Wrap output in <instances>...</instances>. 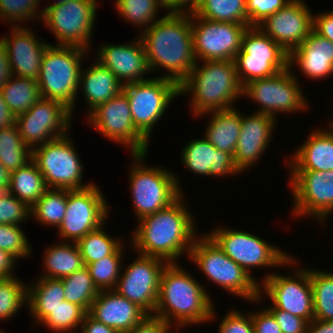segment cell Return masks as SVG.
Here are the masks:
<instances>
[{
    "label": "cell",
    "mask_w": 333,
    "mask_h": 333,
    "mask_svg": "<svg viewBox=\"0 0 333 333\" xmlns=\"http://www.w3.org/2000/svg\"><path fill=\"white\" fill-rule=\"evenodd\" d=\"M183 195L167 208L137 221L138 227L129 240L135 253L158 257L168 263H178L181 256L189 257L197 238V226Z\"/></svg>",
    "instance_id": "cell-1"
},
{
    "label": "cell",
    "mask_w": 333,
    "mask_h": 333,
    "mask_svg": "<svg viewBox=\"0 0 333 333\" xmlns=\"http://www.w3.org/2000/svg\"><path fill=\"white\" fill-rule=\"evenodd\" d=\"M139 35L150 73L162 67L167 72L157 77L180 85L196 63L191 14L166 13Z\"/></svg>",
    "instance_id": "cell-2"
},
{
    "label": "cell",
    "mask_w": 333,
    "mask_h": 333,
    "mask_svg": "<svg viewBox=\"0 0 333 333\" xmlns=\"http://www.w3.org/2000/svg\"><path fill=\"white\" fill-rule=\"evenodd\" d=\"M182 267L179 262L168 263L163 269L153 314L176 329L208 323L217 316L208 291Z\"/></svg>",
    "instance_id": "cell-3"
},
{
    "label": "cell",
    "mask_w": 333,
    "mask_h": 333,
    "mask_svg": "<svg viewBox=\"0 0 333 333\" xmlns=\"http://www.w3.org/2000/svg\"><path fill=\"white\" fill-rule=\"evenodd\" d=\"M196 61L189 76L179 85V94L190 96L192 115L234 108L242 97L234 60ZM201 66H200V65ZM191 94V95H190Z\"/></svg>",
    "instance_id": "cell-4"
},
{
    "label": "cell",
    "mask_w": 333,
    "mask_h": 333,
    "mask_svg": "<svg viewBox=\"0 0 333 333\" xmlns=\"http://www.w3.org/2000/svg\"><path fill=\"white\" fill-rule=\"evenodd\" d=\"M89 52L78 46L50 44L42 59L37 79L41 98L62 102L70 109L72 117L79 93L81 66Z\"/></svg>",
    "instance_id": "cell-5"
},
{
    "label": "cell",
    "mask_w": 333,
    "mask_h": 333,
    "mask_svg": "<svg viewBox=\"0 0 333 333\" xmlns=\"http://www.w3.org/2000/svg\"><path fill=\"white\" fill-rule=\"evenodd\" d=\"M130 191L137 221L167 208L182 194L178 176L169 169L146 165L148 154H131ZM145 163V164H144ZM170 171V172H169ZM182 190V191H181Z\"/></svg>",
    "instance_id": "cell-6"
},
{
    "label": "cell",
    "mask_w": 333,
    "mask_h": 333,
    "mask_svg": "<svg viewBox=\"0 0 333 333\" xmlns=\"http://www.w3.org/2000/svg\"><path fill=\"white\" fill-rule=\"evenodd\" d=\"M189 259L214 285L249 302L255 303L258 299L259 284L230 259L208 233L198 234Z\"/></svg>",
    "instance_id": "cell-7"
},
{
    "label": "cell",
    "mask_w": 333,
    "mask_h": 333,
    "mask_svg": "<svg viewBox=\"0 0 333 333\" xmlns=\"http://www.w3.org/2000/svg\"><path fill=\"white\" fill-rule=\"evenodd\" d=\"M208 235L223 250V252L258 284L260 281L252 275L254 268H275L289 265L296 266V258L265 241L253 233L242 230L229 229L228 227H216L208 231Z\"/></svg>",
    "instance_id": "cell-8"
},
{
    "label": "cell",
    "mask_w": 333,
    "mask_h": 333,
    "mask_svg": "<svg viewBox=\"0 0 333 333\" xmlns=\"http://www.w3.org/2000/svg\"><path fill=\"white\" fill-rule=\"evenodd\" d=\"M289 53L267 36L259 27L245 31L241 49L234 59L238 80L244 85L267 78L289 68Z\"/></svg>",
    "instance_id": "cell-9"
},
{
    "label": "cell",
    "mask_w": 333,
    "mask_h": 333,
    "mask_svg": "<svg viewBox=\"0 0 333 333\" xmlns=\"http://www.w3.org/2000/svg\"><path fill=\"white\" fill-rule=\"evenodd\" d=\"M122 91L129 100L135 128L148 141L154 126L159 123L171 102L180 97L179 85L162 77L125 84Z\"/></svg>",
    "instance_id": "cell-10"
},
{
    "label": "cell",
    "mask_w": 333,
    "mask_h": 333,
    "mask_svg": "<svg viewBox=\"0 0 333 333\" xmlns=\"http://www.w3.org/2000/svg\"><path fill=\"white\" fill-rule=\"evenodd\" d=\"M69 133L32 149V160L44 176L46 186L75 190L90 186L83 183V168L78 151Z\"/></svg>",
    "instance_id": "cell-11"
},
{
    "label": "cell",
    "mask_w": 333,
    "mask_h": 333,
    "mask_svg": "<svg viewBox=\"0 0 333 333\" xmlns=\"http://www.w3.org/2000/svg\"><path fill=\"white\" fill-rule=\"evenodd\" d=\"M97 0H70L41 10L45 28H49L56 45L78 46L91 51Z\"/></svg>",
    "instance_id": "cell-12"
},
{
    "label": "cell",
    "mask_w": 333,
    "mask_h": 333,
    "mask_svg": "<svg viewBox=\"0 0 333 333\" xmlns=\"http://www.w3.org/2000/svg\"><path fill=\"white\" fill-rule=\"evenodd\" d=\"M290 68L277 74L254 80L242 88V96L261 106L256 113L278 117L277 113H297L310 106L300 82Z\"/></svg>",
    "instance_id": "cell-13"
},
{
    "label": "cell",
    "mask_w": 333,
    "mask_h": 333,
    "mask_svg": "<svg viewBox=\"0 0 333 333\" xmlns=\"http://www.w3.org/2000/svg\"><path fill=\"white\" fill-rule=\"evenodd\" d=\"M296 267H293V274L287 276H282L281 273L276 274V272L264 275L259 284V296L256 303L261 302L265 294L273 303L266 308L290 312L310 323L314 319L310 268L302 266L298 268V265Z\"/></svg>",
    "instance_id": "cell-14"
},
{
    "label": "cell",
    "mask_w": 333,
    "mask_h": 333,
    "mask_svg": "<svg viewBox=\"0 0 333 333\" xmlns=\"http://www.w3.org/2000/svg\"><path fill=\"white\" fill-rule=\"evenodd\" d=\"M107 203L95 183L86 188L67 190L66 213L57 229L59 237L63 242L76 243L87 233L104 225L111 207Z\"/></svg>",
    "instance_id": "cell-15"
},
{
    "label": "cell",
    "mask_w": 333,
    "mask_h": 333,
    "mask_svg": "<svg viewBox=\"0 0 333 333\" xmlns=\"http://www.w3.org/2000/svg\"><path fill=\"white\" fill-rule=\"evenodd\" d=\"M87 122L103 137L131 150V154L148 153L149 142L134 126L126 94L98 105L86 117Z\"/></svg>",
    "instance_id": "cell-16"
},
{
    "label": "cell",
    "mask_w": 333,
    "mask_h": 333,
    "mask_svg": "<svg viewBox=\"0 0 333 333\" xmlns=\"http://www.w3.org/2000/svg\"><path fill=\"white\" fill-rule=\"evenodd\" d=\"M71 111L62 102L40 98L29 110L16 117L23 142L32 150L66 136L71 129Z\"/></svg>",
    "instance_id": "cell-17"
},
{
    "label": "cell",
    "mask_w": 333,
    "mask_h": 333,
    "mask_svg": "<svg viewBox=\"0 0 333 333\" xmlns=\"http://www.w3.org/2000/svg\"><path fill=\"white\" fill-rule=\"evenodd\" d=\"M289 172L292 215L295 218L315 217L322 224L327 222L328 216L333 213V170Z\"/></svg>",
    "instance_id": "cell-18"
},
{
    "label": "cell",
    "mask_w": 333,
    "mask_h": 333,
    "mask_svg": "<svg viewBox=\"0 0 333 333\" xmlns=\"http://www.w3.org/2000/svg\"><path fill=\"white\" fill-rule=\"evenodd\" d=\"M248 27L250 26L212 21L191 14L196 61L234 60Z\"/></svg>",
    "instance_id": "cell-19"
},
{
    "label": "cell",
    "mask_w": 333,
    "mask_h": 333,
    "mask_svg": "<svg viewBox=\"0 0 333 333\" xmlns=\"http://www.w3.org/2000/svg\"><path fill=\"white\" fill-rule=\"evenodd\" d=\"M137 257L125 267L126 269H122L114 290L136 303L148 315H153L158 299L161 274L168 262L158 257L142 254Z\"/></svg>",
    "instance_id": "cell-20"
},
{
    "label": "cell",
    "mask_w": 333,
    "mask_h": 333,
    "mask_svg": "<svg viewBox=\"0 0 333 333\" xmlns=\"http://www.w3.org/2000/svg\"><path fill=\"white\" fill-rule=\"evenodd\" d=\"M257 27L290 53L313 30V13L304 0H291Z\"/></svg>",
    "instance_id": "cell-21"
},
{
    "label": "cell",
    "mask_w": 333,
    "mask_h": 333,
    "mask_svg": "<svg viewBox=\"0 0 333 333\" xmlns=\"http://www.w3.org/2000/svg\"><path fill=\"white\" fill-rule=\"evenodd\" d=\"M97 51L96 61L108 68L123 85L148 79L144 77L150 72L146 52L138 36L128 44H101Z\"/></svg>",
    "instance_id": "cell-22"
},
{
    "label": "cell",
    "mask_w": 333,
    "mask_h": 333,
    "mask_svg": "<svg viewBox=\"0 0 333 333\" xmlns=\"http://www.w3.org/2000/svg\"><path fill=\"white\" fill-rule=\"evenodd\" d=\"M11 33L1 36L0 42L7 50L12 74L37 80L44 53L51 43L40 40L25 26L11 27Z\"/></svg>",
    "instance_id": "cell-23"
},
{
    "label": "cell",
    "mask_w": 333,
    "mask_h": 333,
    "mask_svg": "<svg viewBox=\"0 0 333 333\" xmlns=\"http://www.w3.org/2000/svg\"><path fill=\"white\" fill-rule=\"evenodd\" d=\"M277 126L275 117L253 112L241 115V132L234 155L235 165L241 173L260 161L269 147L272 135Z\"/></svg>",
    "instance_id": "cell-24"
},
{
    "label": "cell",
    "mask_w": 333,
    "mask_h": 333,
    "mask_svg": "<svg viewBox=\"0 0 333 333\" xmlns=\"http://www.w3.org/2000/svg\"><path fill=\"white\" fill-rule=\"evenodd\" d=\"M181 152L182 163L197 176L227 178L241 173L235 165L234 157L217 149L204 136L188 142Z\"/></svg>",
    "instance_id": "cell-25"
},
{
    "label": "cell",
    "mask_w": 333,
    "mask_h": 333,
    "mask_svg": "<svg viewBox=\"0 0 333 333\" xmlns=\"http://www.w3.org/2000/svg\"><path fill=\"white\" fill-rule=\"evenodd\" d=\"M88 314L96 321L127 333L148 314L136 303L120 295L116 290H101L93 301Z\"/></svg>",
    "instance_id": "cell-26"
},
{
    "label": "cell",
    "mask_w": 333,
    "mask_h": 333,
    "mask_svg": "<svg viewBox=\"0 0 333 333\" xmlns=\"http://www.w3.org/2000/svg\"><path fill=\"white\" fill-rule=\"evenodd\" d=\"M289 68L298 65L311 80H323L333 74V42L312 30L304 42L289 53ZM323 78V79H322Z\"/></svg>",
    "instance_id": "cell-27"
},
{
    "label": "cell",
    "mask_w": 333,
    "mask_h": 333,
    "mask_svg": "<svg viewBox=\"0 0 333 333\" xmlns=\"http://www.w3.org/2000/svg\"><path fill=\"white\" fill-rule=\"evenodd\" d=\"M332 121H330L328 129L311 130L307 139L298 146L291 159L287 161L289 171L327 172L333 170Z\"/></svg>",
    "instance_id": "cell-28"
},
{
    "label": "cell",
    "mask_w": 333,
    "mask_h": 333,
    "mask_svg": "<svg viewBox=\"0 0 333 333\" xmlns=\"http://www.w3.org/2000/svg\"><path fill=\"white\" fill-rule=\"evenodd\" d=\"M85 96L88 110L87 115L98 105L105 103L119 94L123 89V84L108 69L103 67L98 61L90 64L88 68L81 69L79 88Z\"/></svg>",
    "instance_id": "cell-29"
},
{
    "label": "cell",
    "mask_w": 333,
    "mask_h": 333,
    "mask_svg": "<svg viewBox=\"0 0 333 333\" xmlns=\"http://www.w3.org/2000/svg\"><path fill=\"white\" fill-rule=\"evenodd\" d=\"M206 115H210L211 118L206 125L204 137L217 149L230 153L234 157L241 132L242 113L234 107L210 111L196 117L202 118Z\"/></svg>",
    "instance_id": "cell-30"
},
{
    "label": "cell",
    "mask_w": 333,
    "mask_h": 333,
    "mask_svg": "<svg viewBox=\"0 0 333 333\" xmlns=\"http://www.w3.org/2000/svg\"><path fill=\"white\" fill-rule=\"evenodd\" d=\"M65 300L64 285L60 279L37 278L36 282L27 283V307L32 321L39 324Z\"/></svg>",
    "instance_id": "cell-31"
},
{
    "label": "cell",
    "mask_w": 333,
    "mask_h": 333,
    "mask_svg": "<svg viewBox=\"0 0 333 333\" xmlns=\"http://www.w3.org/2000/svg\"><path fill=\"white\" fill-rule=\"evenodd\" d=\"M43 265L45 270L39 277L51 279H61L85 267L77 244L62 240L45 249Z\"/></svg>",
    "instance_id": "cell-32"
},
{
    "label": "cell",
    "mask_w": 333,
    "mask_h": 333,
    "mask_svg": "<svg viewBox=\"0 0 333 333\" xmlns=\"http://www.w3.org/2000/svg\"><path fill=\"white\" fill-rule=\"evenodd\" d=\"M47 189L44 176L32 159L20 169L11 171L8 192L30 208Z\"/></svg>",
    "instance_id": "cell-33"
},
{
    "label": "cell",
    "mask_w": 333,
    "mask_h": 333,
    "mask_svg": "<svg viewBox=\"0 0 333 333\" xmlns=\"http://www.w3.org/2000/svg\"><path fill=\"white\" fill-rule=\"evenodd\" d=\"M0 93L16 117L29 110L41 98L36 79L14 75L7 81Z\"/></svg>",
    "instance_id": "cell-34"
},
{
    "label": "cell",
    "mask_w": 333,
    "mask_h": 333,
    "mask_svg": "<svg viewBox=\"0 0 333 333\" xmlns=\"http://www.w3.org/2000/svg\"><path fill=\"white\" fill-rule=\"evenodd\" d=\"M194 14L218 22H231L249 26L246 0H198Z\"/></svg>",
    "instance_id": "cell-35"
},
{
    "label": "cell",
    "mask_w": 333,
    "mask_h": 333,
    "mask_svg": "<svg viewBox=\"0 0 333 333\" xmlns=\"http://www.w3.org/2000/svg\"><path fill=\"white\" fill-rule=\"evenodd\" d=\"M66 207L67 190L48 188L31 207V218L41 225L58 229L65 216Z\"/></svg>",
    "instance_id": "cell-36"
},
{
    "label": "cell",
    "mask_w": 333,
    "mask_h": 333,
    "mask_svg": "<svg viewBox=\"0 0 333 333\" xmlns=\"http://www.w3.org/2000/svg\"><path fill=\"white\" fill-rule=\"evenodd\" d=\"M32 159V150L23 142L16 124L0 130V162L9 171L23 167Z\"/></svg>",
    "instance_id": "cell-37"
},
{
    "label": "cell",
    "mask_w": 333,
    "mask_h": 333,
    "mask_svg": "<svg viewBox=\"0 0 333 333\" xmlns=\"http://www.w3.org/2000/svg\"><path fill=\"white\" fill-rule=\"evenodd\" d=\"M64 285L65 300L81 306L87 313L100 290L94 284L88 268L60 279Z\"/></svg>",
    "instance_id": "cell-38"
},
{
    "label": "cell",
    "mask_w": 333,
    "mask_h": 333,
    "mask_svg": "<svg viewBox=\"0 0 333 333\" xmlns=\"http://www.w3.org/2000/svg\"><path fill=\"white\" fill-rule=\"evenodd\" d=\"M103 226L87 233L76 242L85 266L112 255L124 242L107 234Z\"/></svg>",
    "instance_id": "cell-39"
},
{
    "label": "cell",
    "mask_w": 333,
    "mask_h": 333,
    "mask_svg": "<svg viewBox=\"0 0 333 333\" xmlns=\"http://www.w3.org/2000/svg\"><path fill=\"white\" fill-rule=\"evenodd\" d=\"M312 284L314 319L333 320V272L310 269Z\"/></svg>",
    "instance_id": "cell-40"
},
{
    "label": "cell",
    "mask_w": 333,
    "mask_h": 333,
    "mask_svg": "<svg viewBox=\"0 0 333 333\" xmlns=\"http://www.w3.org/2000/svg\"><path fill=\"white\" fill-rule=\"evenodd\" d=\"M116 11L124 21L133 24L141 31L149 28L157 20L162 6L159 0H116Z\"/></svg>",
    "instance_id": "cell-41"
},
{
    "label": "cell",
    "mask_w": 333,
    "mask_h": 333,
    "mask_svg": "<svg viewBox=\"0 0 333 333\" xmlns=\"http://www.w3.org/2000/svg\"><path fill=\"white\" fill-rule=\"evenodd\" d=\"M123 243L112 255L106 256L97 262L88 264L86 267L89 270L96 287L101 290L115 289L121 275L123 253L126 249L123 247Z\"/></svg>",
    "instance_id": "cell-42"
},
{
    "label": "cell",
    "mask_w": 333,
    "mask_h": 333,
    "mask_svg": "<svg viewBox=\"0 0 333 333\" xmlns=\"http://www.w3.org/2000/svg\"><path fill=\"white\" fill-rule=\"evenodd\" d=\"M86 314L81 306L64 300L50 310V314L40 324L55 333H72L75 329L80 330Z\"/></svg>",
    "instance_id": "cell-43"
},
{
    "label": "cell",
    "mask_w": 333,
    "mask_h": 333,
    "mask_svg": "<svg viewBox=\"0 0 333 333\" xmlns=\"http://www.w3.org/2000/svg\"><path fill=\"white\" fill-rule=\"evenodd\" d=\"M27 283L19 278H0V320L11 319L21 307L27 305Z\"/></svg>",
    "instance_id": "cell-44"
},
{
    "label": "cell",
    "mask_w": 333,
    "mask_h": 333,
    "mask_svg": "<svg viewBox=\"0 0 333 333\" xmlns=\"http://www.w3.org/2000/svg\"><path fill=\"white\" fill-rule=\"evenodd\" d=\"M40 2V0H0V21L11 23L12 27L22 26L18 25L22 21L23 23L35 19L41 21L42 12L38 10Z\"/></svg>",
    "instance_id": "cell-45"
},
{
    "label": "cell",
    "mask_w": 333,
    "mask_h": 333,
    "mask_svg": "<svg viewBox=\"0 0 333 333\" xmlns=\"http://www.w3.org/2000/svg\"><path fill=\"white\" fill-rule=\"evenodd\" d=\"M0 249L13 254L17 259L32 257V248L19 225L0 224Z\"/></svg>",
    "instance_id": "cell-46"
},
{
    "label": "cell",
    "mask_w": 333,
    "mask_h": 333,
    "mask_svg": "<svg viewBox=\"0 0 333 333\" xmlns=\"http://www.w3.org/2000/svg\"><path fill=\"white\" fill-rule=\"evenodd\" d=\"M31 217V208L8 191L0 192V224L20 225Z\"/></svg>",
    "instance_id": "cell-47"
},
{
    "label": "cell",
    "mask_w": 333,
    "mask_h": 333,
    "mask_svg": "<svg viewBox=\"0 0 333 333\" xmlns=\"http://www.w3.org/2000/svg\"><path fill=\"white\" fill-rule=\"evenodd\" d=\"M291 0H246L249 26H258L269 15L283 8Z\"/></svg>",
    "instance_id": "cell-48"
},
{
    "label": "cell",
    "mask_w": 333,
    "mask_h": 333,
    "mask_svg": "<svg viewBox=\"0 0 333 333\" xmlns=\"http://www.w3.org/2000/svg\"><path fill=\"white\" fill-rule=\"evenodd\" d=\"M239 310H230L218 325V333H254L251 312L246 314Z\"/></svg>",
    "instance_id": "cell-49"
},
{
    "label": "cell",
    "mask_w": 333,
    "mask_h": 333,
    "mask_svg": "<svg viewBox=\"0 0 333 333\" xmlns=\"http://www.w3.org/2000/svg\"><path fill=\"white\" fill-rule=\"evenodd\" d=\"M275 317L282 333H307L308 322L290 312L277 308H267Z\"/></svg>",
    "instance_id": "cell-50"
},
{
    "label": "cell",
    "mask_w": 333,
    "mask_h": 333,
    "mask_svg": "<svg viewBox=\"0 0 333 333\" xmlns=\"http://www.w3.org/2000/svg\"><path fill=\"white\" fill-rule=\"evenodd\" d=\"M254 333H282L273 314L264 307L259 311L251 312Z\"/></svg>",
    "instance_id": "cell-51"
},
{
    "label": "cell",
    "mask_w": 333,
    "mask_h": 333,
    "mask_svg": "<svg viewBox=\"0 0 333 333\" xmlns=\"http://www.w3.org/2000/svg\"><path fill=\"white\" fill-rule=\"evenodd\" d=\"M172 326L161 318L147 315L138 325L127 333H173Z\"/></svg>",
    "instance_id": "cell-52"
},
{
    "label": "cell",
    "mask_w": 333,
    "mask_h": 333,
    "mask_svg": "<svg viewBox=\"0 0 333 333\" xmlns=\"http://www.w3.org/2000/svg\"><path fill=\"white\" fill-rule=\"evenodd\" d=\"M313 30L333 42V10L313 14Z\"/></svg>",
    "instance_id": "cell-53"
},
{
    "label": "cell",
    "mask_w": 333,
    "mask_h": 333,
    "mask_svg": "<svg viewBox=\"0 0 333 333\" xmlns=\"http://www.w3.org/2000/svg\"><path fill=\"white\" fill-rule=\"evenodd\" d=\"M162 8L173 14H193L198 0H159Z\"/></svg>",
    "instance_id": "cell-54"
},
{
    "label": "cell",
    "mask_w": 333,
    "mask_h": 333,
    "mask_svg": "<svg viewBox=\"0 0 333 333\" xmlns=\"http://www.w3.org/2000/svg\"><path fill=\"white\" fill-rule=\"evenodd\" d=\"M78 333V331L76 332ZM79 333H118L114 328L96 321L88 313L85 315L81 323Z\"/></svg>",
    "instance_id": "cell-55"
},
{
    "label": "cell",
    "mask_w": 333,
    "mask_h": 333,
    "mask_svg": "<svg viewBox=\"0 0 333 333\" xmlns=\"http://www.w3.org/2000/svg\"><path fill=\"white\" fill-rule=\"evenodd\" d=\"M16 262L17 258L13 254L0 249V278L16 277L17 275L13 272Z\"/></svg>",
    "instance_id": "cell-56"
},
{
    "label": "cell",
    "mask_w": 333,
    "mask_h": 333,
    "mask_svg": "<svg viewBox=\"0 0 333 333\" xmlns=\"http://www.w3.org/2000/svg\"><path fill=\"white\" fill-rule=\"evenodd\" d=\"M13 76L8 59L7 50L0 42V90L4 87L7 81Z\"/></svg>",
    "instance_id": "cell-57"
},
{
    "label": "cell",
    "mask_w": 333,
    "mask_h": 333,
    "mask_svg": "<svg viewBox=\"0 0 333 333\" xmlns=\"http://www.w3.org/2000/svg\"><path fill=\"white\" fill-rule=\"evenodd\" d=\"M16 116L9 109L0 93V130L15 124Z\"/></svg>",
    "instance_id": "cell-58"
},
{
    "label": "cell",
    "mask_w": 333,
    "mask_h": 333,
    "mask_svg": "<svg viewBox=\"0 0 333 333\" xmlns=\"http://www.w3.org/2000/svg\"><path fill=\"white\" fill-rule=\"evenodd\" d=\"M307 333H333V320L321 321L313 319L308 323Z\"/></svg>",
    "instance_id": "cell-59"
},
{
    "label": "cell",
    "mask_w": 333,
    "mask_h": 333,
    "mask_svg": "<svg viewBox=\"0 0 333 333\" xmlns=\"http://www.w3.org/2000/svg\"><path fill=\"white\" fill-rule=\"evenodd\" d=\"M11 171L0 162V192L8 191L10 186Z\"/></svg>",
    "instance_id": "cell-60"
},
{
    "label": "cell",
    "mask_w": 333,
    "mask_h": 333,
    "mask_svg": "<svg viewBox=\"0 0 333 333\" xmlns=\"http://www.w3.org/2000/svg\"><path fill=\"white\" fill-rule=\"evenodd\" d=\"M70 0H58V1H55L53 4L51 3L50 5H47L46 7H50V6H56V5H59V4H62V3H66Z\"/></svg>",
    "instance_id": "cell-61"
}]
</instances>
